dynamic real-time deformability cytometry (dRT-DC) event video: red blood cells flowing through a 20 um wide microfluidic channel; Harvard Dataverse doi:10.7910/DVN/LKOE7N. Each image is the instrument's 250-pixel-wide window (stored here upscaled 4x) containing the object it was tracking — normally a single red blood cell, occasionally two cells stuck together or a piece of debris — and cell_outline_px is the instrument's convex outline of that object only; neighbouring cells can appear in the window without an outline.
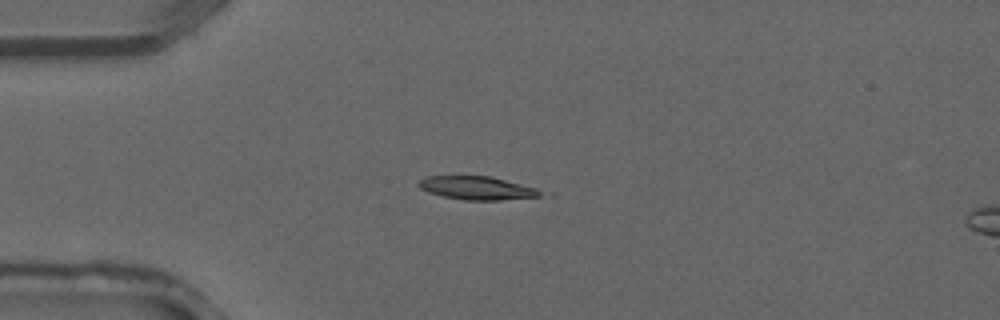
{"species": "common noctule bat (a hibernating species)", "species_latin": "Nyctalus noctula", "temperature_condition": "warm", "stored_images_in_passage": 4, "camera_frame_rate_fps": 3000, "um_per_image_px": 0.085, "animal": {"sex": "male", "forearm_length_mm": 52.5}, "frame": {"image": 1, "passage_image": 3, "time_ms": 0.667, "image_size_px": [1000, 320], "cell_outline_px": [[544, 192], [540, 196], [500, 200], [464, 200], [444, 196], [428, 192], [420, 188], [416, 184], [420, 180], [428, 176], [492, 176], [536, 188]], "centroid_in_image_um": [40.54, 15.98], "position_along_channel_um": 44.5, "area_um2": 16.47}}